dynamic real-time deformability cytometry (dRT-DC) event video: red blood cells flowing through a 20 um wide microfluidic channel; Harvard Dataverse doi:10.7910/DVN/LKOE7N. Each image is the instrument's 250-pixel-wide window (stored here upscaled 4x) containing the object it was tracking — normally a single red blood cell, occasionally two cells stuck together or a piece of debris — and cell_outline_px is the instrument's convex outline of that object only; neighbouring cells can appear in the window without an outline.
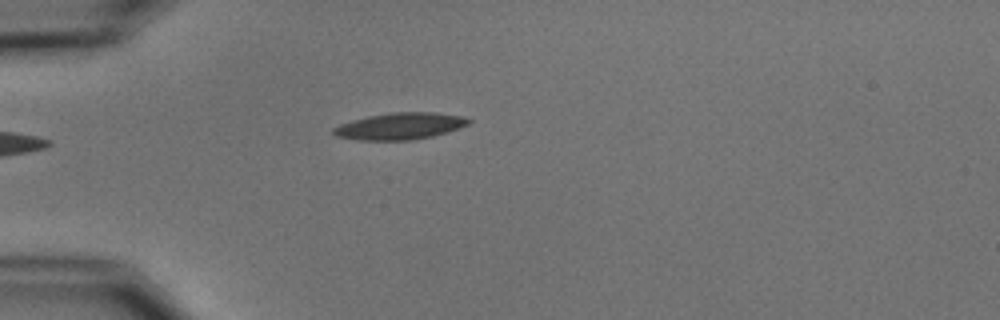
{"species": "common noctule bat (a hibernating species)", "species_latin": "Nyctalus noctula", "temperature_condition": "cold", "stored_images_in_passage": 5, "camera_frame_rate_fps": 3000, "um_per_image_px": 0.085, "animal": {"sex": "male", "body_mass_g": 15.6}, "frame": {"image": 1, "passage_image": 4, "time_ms": 4.667, "image_size_px": [1000, 320], "cell_outline_px": [[472, 120], [468, 124], [432, 136], [412, 140], [360, 140], [336, 136], [332, 132], [332, 128], [340, 124], [352, 120], [368, 116], [392, 112], [432, 112], [460, 116]], "centroid_in_image_um": [33.94, 10.72], "position_along_channel_um": 51.1, "area_um2": 20.75}}